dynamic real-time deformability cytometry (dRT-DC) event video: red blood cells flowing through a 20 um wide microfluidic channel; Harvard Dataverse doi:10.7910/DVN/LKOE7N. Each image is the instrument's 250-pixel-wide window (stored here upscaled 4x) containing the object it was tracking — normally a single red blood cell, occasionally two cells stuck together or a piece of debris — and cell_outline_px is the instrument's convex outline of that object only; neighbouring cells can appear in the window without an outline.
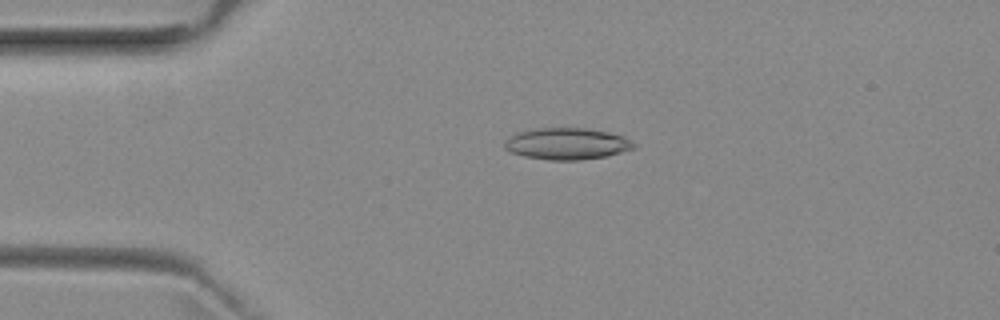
{"species": "common noctule bat (a hibernating species)", "species_latin": "Nyctalus noctula", "temperature_condition": "room temperature", "stored_images_in_passage": 52, "camera_frame_rate_fps": 3000, "um_per_image_px": 0.085, "animal": {"sex": "female", "body_mass_g": 29.2, "forearm_length_mm": 56.3}, "frame": {"image": 1, "passage_image": 12, "time_ms": 3.667, "image_size_px": [1000, 320], "cell_outline_px": [[636, 148], [608, 156], [580, 160], [548, 160], [524, 156], [512, 152], [504, 148], [504, 140], [516, 132], [536, 128], [584, 128], [608, 132], [624, 136], [636, 144]], "centroid_in_image_um": [48.19, 12.22], "position_along_channel_um": 36.8, "area_um2": 23.99}}
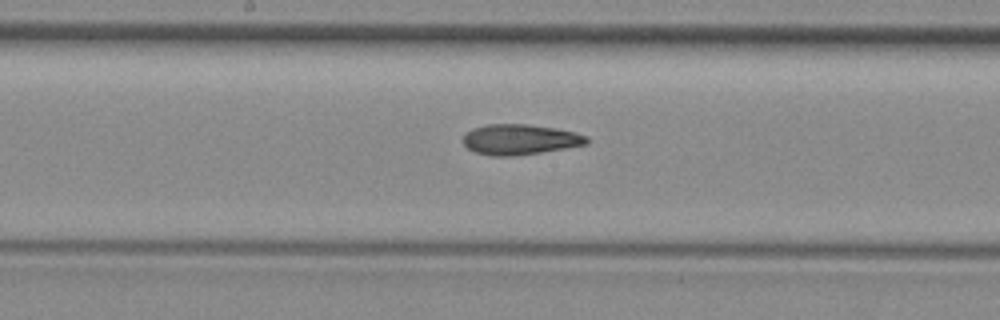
{"frame": {"image": 2, "passage_image": 27, "time_ms": 8.667, "image_size_px": [1000, 320], "cell_outline_px": [[588, 144], [540, 152], [512, 156], [492, 156], [476, 152], [468, 148], [464, 144], [464, 136], [472, 128], [488, 124], [524, 124], [552, 128], [576, 132], [588, 136]], "centroid_in_image_um": [44.2, 11.85], "position_along_channel_um": 204.0, "area_um2": 21.62}}
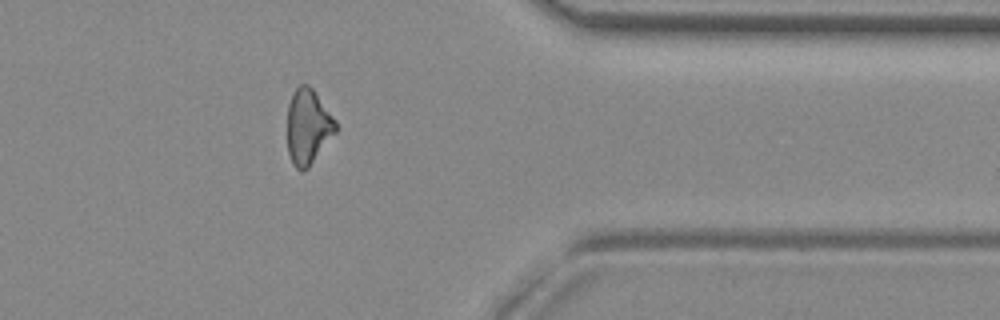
{"frame": {"image": 3, "passage_image": 42, "time_ms": 13.667, "image_size_px": [1000, 320], "cell_outline_px": [[336, 132], [308, 168], [296, 168], [292, 164], [288, 152], [288, 104], [292, 92], [300, 84], [308, 84], [312, 88], [336, 120]], "centroid_in_image_um": [26.17, 10.74], "position_along_channel_um": 385.2, "area_um2": 20.98}, "authors_computed_cell_mechanics": {"area_um2": 21.9351, "velocity_mm_per_s": 3.9861, "shape_relaxation_time_tau1_ms": null, "shape_relaxation_time_tau2_ms": 4.4464, "deformation_change_tau1": null, "deformation_change_tau2": 0.136}}